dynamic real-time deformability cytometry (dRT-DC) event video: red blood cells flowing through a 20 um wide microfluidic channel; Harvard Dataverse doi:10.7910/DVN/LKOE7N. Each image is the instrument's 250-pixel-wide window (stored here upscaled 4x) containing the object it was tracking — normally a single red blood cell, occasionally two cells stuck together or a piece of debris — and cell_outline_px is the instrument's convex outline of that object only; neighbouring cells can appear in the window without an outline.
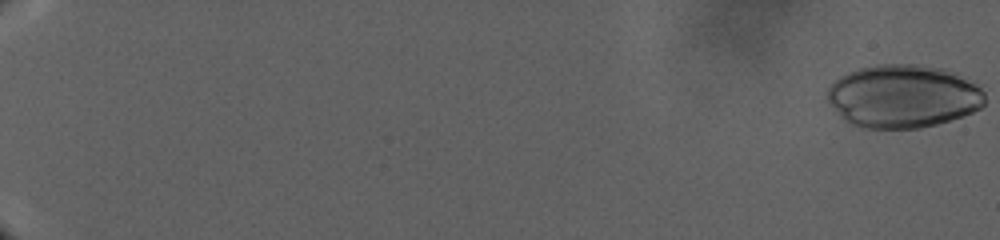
{"species": "human", "species_latin": "Homo sapiens", "temperature_condition": "warm", "stored_images_in_passage": 24, "camera_frame_rate_fps": 3000, "um_per_image_px": 0.085, "donor": {"sex": "male"}, "frame": {"image": 1, "passage_image": 1, "time_ms": 0.0, "image_size_px": [1000, 240], "cell_outline_px": [[984, 104], [980, 108], [972, 112], [936, 124], [920, 128], [860, 128], [844, 120], [828, 100], [828, 88], [840, 76], [848, 72], [860, 68], [880, 64], [916, 64], [940, 68], [976, 80], [984, 84]], "centroid_in_image_um": [76.82, 8.17], "position_along_channel_um": 8.2, "area_um2": 58.15}}